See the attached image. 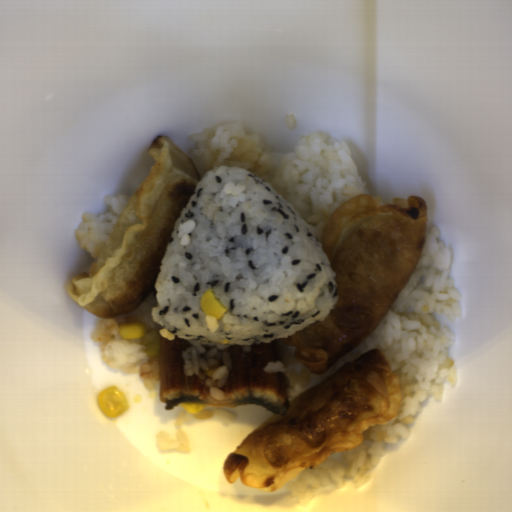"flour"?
Instances as JSON below:
<instances>
[{"instance_id":"66d56a37","label":"flour","mask_w":512,"mask_h":512,"mask_svg":"<svg viewBox=\"0 0 512 512\" xmlns=\"http://www.w3.org/2000/svg\"><path fill=\"white\" fill-rule=\"evenodd\" d=\"M154 165L133 191L88 272L69 278L75 303L101 318L128 316L154 292L175 223L202 177L169 137L157 135Z\"/></svg>"},{"instance_id":"c2a2500e","label":"flour","mask_w":512,"mask_h":512,"mask_svg":"<svg viewBox=\"0 0 512 512\" xmlns=\"http://www.w3.org/2000/svg\"><path fill=\"white\" fill-rule=\"evenodd\" d=\"M427 203L375 205L369 194L341 203L321 245L336 273L338 300L325 320L283 338L311 374H323L379 324L413 273L426 243Z\"/></svg>"},{"instance_id":"a7fe0414","label":"flour","mask_w":512,"mask_h":512,"mask_svg":"<svg viewBox=\"0 0 512 512\" xmlns=\"http://www.w3.org/2000/svg\"><path fill=\"white\" fill-rule=\"evenodd\" d=\"M225 459L227 483L275 492L307 468L362 444L364 432L399 413L400 378L385 354L369 349L322 382L289 399Z\"/></svg>"}]
</instances>
